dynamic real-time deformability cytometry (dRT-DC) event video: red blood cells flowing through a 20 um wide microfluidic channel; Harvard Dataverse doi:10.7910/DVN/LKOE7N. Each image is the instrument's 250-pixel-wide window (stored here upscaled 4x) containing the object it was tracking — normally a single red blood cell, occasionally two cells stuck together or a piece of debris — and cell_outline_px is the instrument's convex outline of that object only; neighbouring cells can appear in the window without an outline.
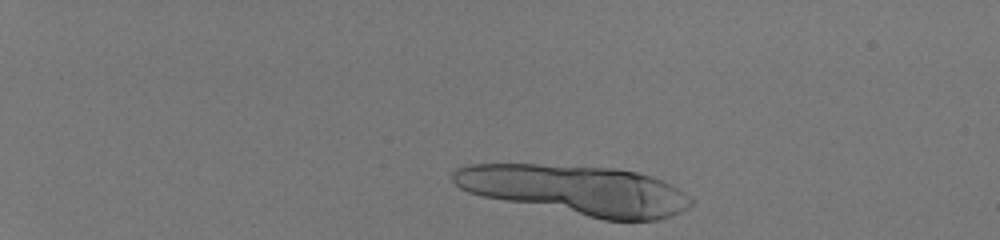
{"species": "human", "species_latin": "Homo sapiens", "temperature_condition": "room temperature", "stored_images_in_passage": 12, "camera_frame_rate_fps": 3000, "um_per_image_px": 0.085, "donor": {"sex": "male"}, "frame": {"image": 1, "passage_image": 2, "time_ms": 0.333, "image_size_px": [1000, 240], "cell_outline_px": [[660, 216], [652, 220], [608, 220], [488, 196], [472, 192], [464, 188], [460, 184], [456, 172], [464, 168], [480, 164], [528, 164], [592, 168], [632, 172], [656, 180]], "centroid_in_image_um": [48.26, 16.09], "position_along_channel_um": 36.7, "area_um2": 58.78}}